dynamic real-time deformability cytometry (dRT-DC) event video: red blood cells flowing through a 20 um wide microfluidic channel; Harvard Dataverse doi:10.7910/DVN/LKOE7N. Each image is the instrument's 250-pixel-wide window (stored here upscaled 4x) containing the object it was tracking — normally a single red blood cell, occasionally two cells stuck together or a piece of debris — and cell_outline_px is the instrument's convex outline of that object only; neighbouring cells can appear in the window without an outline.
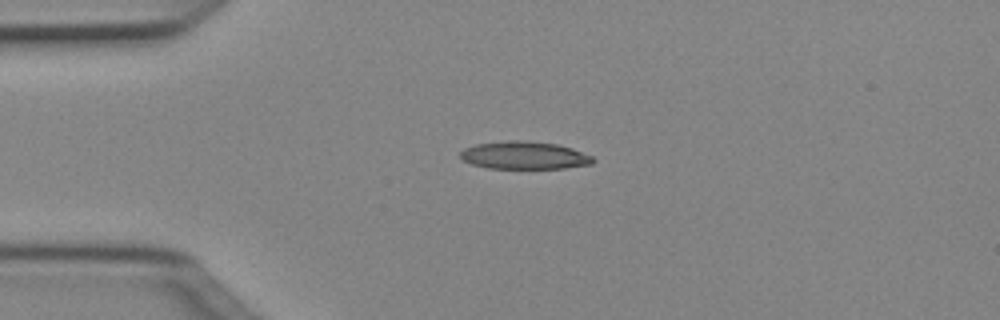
{"species": "Egyptian fruit bat (a non-hibernating species)", "species_latin": "Rousettus aegyptiacus", "temperature_condition": "cold", "stored_images_in_passage": 2, "camera_frame_rate_fps": 3000, "um_per_image_px": 0.085, "animal": {"sex": "female"}, "frame": {"image": 1, "passage_image": 1, "time_ms": 0.0, "image_size_px": [1000, 320], "cell_outline_px": [[596, 160], [592, 164], [564, 168], [488, 168], [472, 164], [464, 160], [460, 156], [460, 152], [464, 148], [476, 144], [512, 140], [524, 140], [556, 144], [572, 148], [592, 156]], "centroid_in_image_um": [44.58, 13.2], "position_along_channel_um": 40.4, "area_um2": 21.33}}